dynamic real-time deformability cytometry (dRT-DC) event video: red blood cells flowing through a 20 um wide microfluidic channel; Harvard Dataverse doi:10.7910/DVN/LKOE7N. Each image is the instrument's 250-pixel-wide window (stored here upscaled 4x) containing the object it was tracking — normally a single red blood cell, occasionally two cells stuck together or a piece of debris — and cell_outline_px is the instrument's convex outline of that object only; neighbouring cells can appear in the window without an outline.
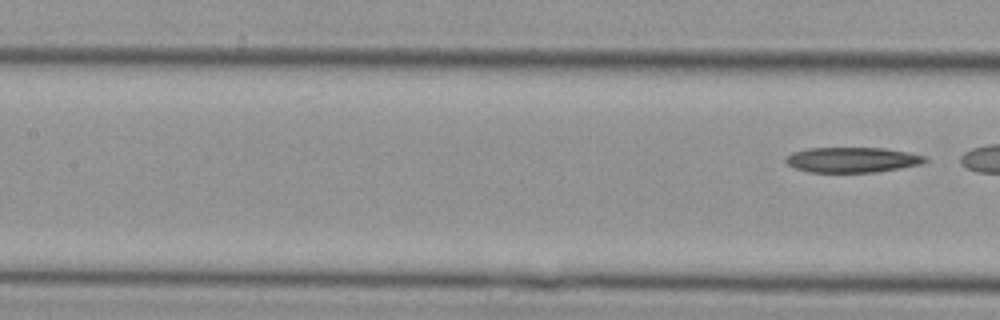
{"species": "Egyptian fruit bat (a non-hibernating species)", "species_latin": "Rousettus aegyptiacus", "temperature_condition": "cold", "stored_images_in_passage": 7, "segment_of_instrument_passage": [2, 2], "camera_frame_rate_fps": 3000, "um_per_image_px": 0.085, "animal": {"sex": "female"}, "frame": {"image": 1, "passage_image": 7, "time_ms": 2.0, "image_size_px": [1000, 320], "cell_outline_px": [[928, 160], [920, 164], [900, 168], [876, 172], [812, 172], [796, 168], [788, 164], [784, 160], [792, 152], [808, 148], [884, 148], [908, 152], [924, 156]], "centroid_in_image_um": [72.44, 13.58], "position_along_channel_um": 135.0, "area_um2": 20.29}}